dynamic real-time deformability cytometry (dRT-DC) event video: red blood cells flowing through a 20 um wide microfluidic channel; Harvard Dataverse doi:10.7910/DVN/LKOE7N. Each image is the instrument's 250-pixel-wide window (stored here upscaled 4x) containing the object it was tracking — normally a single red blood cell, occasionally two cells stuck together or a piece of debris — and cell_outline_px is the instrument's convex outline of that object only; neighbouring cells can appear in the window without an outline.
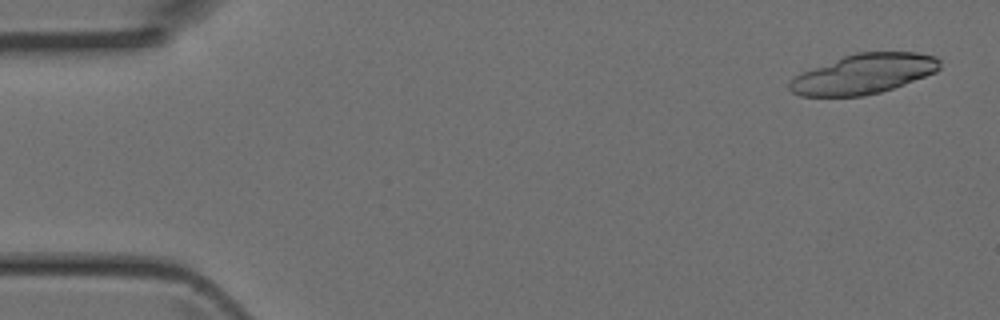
{"species": "Egyptian fruit bat (a non-hibernating species)", "species_latin": "Rousettus aegyptiacus", "temperature_condition": "room temperature", "stored_images_in_passage": 4, "camera_frame_rate_fps": 3000, "um_per_image_px": 0.085, "animal": {"sex": "female"}, "frame": {"image": 1, "passage_image": 1, "time_ms": 0.0, "image_size_px": [1000, 320], "cell_outline_px": [[940, 68], [936, 72], [904, 84], [880, 92], [864, 96], [800, 96], [792, 92], [788, 88], [788, 84], [800, 72], [844, 56], [856, 52], [916, 52], [936, 56], [940, 60]], "centroid_in_image_um": [73.41, 6.28], "position_along_channel_um": 11.6, "area_um2": 34.8}}